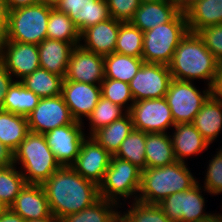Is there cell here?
Masks as SVG:
<instances>
[{"label":"cell","mask_w":222,"mask_h":222,"mask_svg":"<svg viewBox=\"0 0 222 222\" xmlns=\"http://www.w3.org/2000/svg\"><path fill=\"white\" fill-rule=\"evenodd\" d=\"M115 222H125L121 217H119Z\"/></svg>","instance_id":"56"},{"label":"cell","mask_w":222,"mask_h":222,"mask_svg":"<svg viewBox=\"0 0 222 222\" xmlns=\"http://www.w3.org/2000/svg\"><path fill=\"white\" fill-rule=\"evenodd\" d=\"M176 5L183 12V0H162Z\"/></svg>","instance_id":"51"},{"label":"cell","mask_w":222,"mask_h":222,"mask_svg":"<svg viewBox=\"0 0 222 222\" xmlns=\"http://www.w3.org/2000/svg\"><path fill=\"white\" fill-rule=\"evenodd\" d=\"M172 76L168 65L143 62L129 82L134 102L165 97Z\"/></svg>","instance_id":"11"},{"label":"cell","mask_w":222,"mask_h":222,"mask_svg":"<svg viewBox=\"0 0 222 222\" xmlns=\"http://www.w3.org/2000/svg\"><path fill=\"white\" fill-rule=\"evenodd\" d=\"M213 94L222 96V63H219L217 70V77L212 87Z\"/></svg>","instance_id":"48"},{"label":"cell","mask_w":222,"mask_h":222,"mask_svg":"<svg viewBox=\"0 0 222 222\" xmlns=\"http://www.w3.org/2000/svg\"><path fill=\"white\" fill-rule=\"evenodd\" d=\"M9 9L4 0H0V44L5 40L8 30Z\"/></svg>","instance_id":"44"},{"label":"cell","mask_w":222,"mask_h":222,"mask_svg":"<svg viewBox=\"0 0 222 222\" xmlns=\"http://www.w3.org/2000/svg\"><path fill=\"white\" fill-rule=\"evenodd\" d=\"M52 215L60 221L100 199L99 186L85 179L71 166H61L43 184Z\"/></svg>","instance_id":"1"},{"label":"cell","mask_w":222,"mask_h":222,"mask_svg":"<svg viewBox=\"0 0 222 222\" xmlns=\"http://www.w3.org/2000/svg\"><path fill=\"white\" fill-rule=\"evenodd\" d=\"M197 82L172 78L165 95L175 124L192 123L204 102L213 93L212 88L204 85L199 89Z\"/></svg>","instance_id":"8"},{"label":"cell","mask_w":222,"mask_h":222,"mask_svg":"<svg viewBox=\"0 0 222 222\" xmlns=\"http://www.w3.org/2000/svg\"><path fill=\"white\" fill-rule=\"evenodd\" d=\"M196 33L217 61L222 63V23L204 27Z\"/></svg>","instance_id":"41"},{"label":"cell","mask_w":222,"mask_h":222,"mask_svg":"<svg viewBox=\"0 0 222 222\" xmlns=\"http://www.w3.org/2000/svg\"><path fill=\"white\" fill-rule=\"evenodd\" d=\"M142 170L127 160L112 155L104 179L99 185L100 198L119 206L137 200Z\"/></svg>","instance_id":"6"},{"label":"cell","mask_w":222,"mask_h":222,"mask_svg":"<svg viewBox=\"0 0 222 222\" xmlns=\"http://www.w3.org/2000/svg\"><path fill=\"white\" fill-rule=\"evenodd\" d=\"M47 38L69 43H80V33L73 21L65 13L53 8L47 25Z\"/></svg>","instance_id":"37"},{"label":"cell","mask_w":222,"mask_h":222,"mask_svg":"<svg viewBox=\"0 0 222 222\" xmlns=\"http://www.w3.org/2000/svg\"><path fill=\"white\" fill-rule=\"evenodd\" d=\"M0 222H27L20 215L14 213L10 208H7L0 214Z\"/></svg>","instance_id":"47"},{"label":"cell","mask_w":222,"mask_h":222,"mask_svg":"<svg viewBox=\"0 0 222 222\" xmlns=\"http://www.w3.org/2000/svg\"><path fill=\"white\" fill-rule=\"evenodd\" d=\"M192 171L195 170L188 163L179 161L163 167L145 168L137 201L159 204L169 195L191 189L198 183L199 175Z\"/></svg>","instance_id":"3"},{"label":"cell","mask_w":222,"mask_h":222,"mask_svg":"<svg viewBox=\"0 0 222 222\" xmlns=\"http://www.w3.org/2000/svg\"><path fill=\"white\" fill-rule=\"evenodd\" d=\"M27 120L29 131L39 134L75 122L62 95L41 98Z\"/></svg>","instance_id":"12"},{"label":"cell","mask_w":222,"mask_h":222,"mask_svg":"<svg viewBox=\"0 0 222 222\" xmlns=\"http://www.w3.org/2000/svg\"><path fill=\"white\" fill-rule=\"evenodd\" d=\"M179 12L180 9L176 5L165 1L140 3L130 22L145 32L170 22Z\"/></svg>","instance_id":"24"},{"label":"cell","mask_w":222,"mask_h":222,"mask_svg":"<svg viewBox=\"0 0 222 222\" xmlns=\"http://www.w3.org/2000/svg\"><path fill=\"white\" fill-rule=\"evenodd\" d=\"M100 86L102 97L110 100L114 104L123 107L127 112L130 111L134 100L128 83L104 78Z\"/></svg>","instance_id":"40"},{"label":"cell","mask_w":222,"mask_h":222,"mask_svg":"<svg viewBox=\"0 0 222 222\" xmlns=\"http://www.w3.org/2000/svg\"><path fill=\"white\" fill-rule=\"evenodd\" d=\"M128 113L134 129L145 133H170L175 125L165 97L136 101Z\"/></svg>","instance_id":"10"},{"label":"cell","mask_w":222,"mask_h":222,"mask_svg":"<svg viewBox=\"0 0 222 222\" xmlns=\"http://www.w3.org/2000/svg\"><path fill=\"white\" fill-rule=\"evenodd\" d=\"M9 11L41 3V0H4Z\"/></svg>","instance_id":"46"},{"label":"cell","mask_w":222,"mask_h":222,"mask_svg":"<svg viewBox=\"0 0 222 222\" xmlns=\"http://www.w3.org/2000/svg\"><path fill=\"white\" fill-rule=\"evenodd\" d=\"M104 56L77 45L72 50L64 80L100 85L104 80Z\"/></svg>","instance_id":"15"},{"label":"cell","mask_w":222,"mask_h":222,"mask_svg":"<svg viewBox=\"0 0 222 222\" xmlns=\"http://www.w3.org/2000/svg\"><path fill=\"white\" fill-rule=\"evenodd\" d=\"M53 7L43 3L9 11L5 40L39 45L47 38V25Z\"/></svg>","instance_id":"7"},{"label":"cell","mask_w":222,"mask_h":222,"mask_svg":"<svg viewBox=\"0 0 222 222\" xmlns=\"http://www.w3.org/2000/svg\"><path fill=\"white\" fill-rule=\"evenodd\" d=\"M170 137L175 158L179 162H193L192 158L198 159L199 155L203 160V153L208 152L211 146L192 123L175 124L170 131Z\"/></svg>","instance_id":"19"},{"label":"cell","mask_w":222,"mask_h":222,"mask_svg":"<svg viewBox=\"0 0 222 222\" xmlns=\"http://www.w3.org/2000/svg\"><path fill=\"white\" fill-rule=\"evenodd\" d=\"M26 184L21 171L14 164L0 168V200L8 208Z\"/></svg>","instance_id":"39"},{"label":"cell","mask_w":222,"mask_h":222,"mask_svg":"<svg viewBox=\"0 0 222 222\" xmlns=\"http://www.w3.org/2000/svg\"><path fill=\"white\" fill-rule=\"evenodd\" d=\"M61 0H41V3L55 8Z\"/></svg>","instance_id":"52"},{"label":"cell","mask_w":222,"mask_h":222,"mask_svg":"<svg viewBox=\"0 0 222 222\" xmlns=\"http://www.w3.org/2000/svg\"><path fill=\"white\" fill-rule=\"evenodd\" d=\"M9 208L26 221L54 217L42 185L26 184Z\"/></svg>","instance_id":"22"},{"label":"cell","mask_w":222,"mask_h":222,"mask_svg":"<svg viewBox=\"0 0 222 222\" xmlns=\"http://www.w3.org/2000/svg\"><path fill=\"white\" fill-rule=\"evenodd\" d=\"M14 164V152L0 142V168Z\"/></svg>","instance_id":"45"},{"label":"cell","mask_w":222,"mask_h":222,"mask_svg":"<svg viewBox=\"0 0 222 222\" xmlns=\"http://www.w3.org/2000/svg\"><path fill=\"white\" fill-rule=\"evenodd\" d=\"M64 77L50 73L39 67L30 75L20 80V83L40 98L61 95Z\"/></svg>","instance_id":"30"},{"label":"cell","mask_w":222,"mask_h":222,"mask_svg":"<svg viewBox=\"0 0 222 222\" xmlns=\"http://www.w3.org/2000/svg\"><path fill=\"white\" fill-rule=\"evenodd\" d=\"M120 217L125 222H172L157 204H146L137 200L122 204Z\"/></svg>","instance_id":"34"},{"label":"cell","mask_w":222,"mask_h":222,"mask_svg":"<svg viewBox=\"0 0 222 222\" xmlns=\"http://www.w3.org/2000/svg\"><path fill=\"white\" fill-rule=\"evenodd\" d=\"M0 60L15 81H20L40 67L38 46L4 40L0 44Z\"/></svg>","instance_id":"14"},{"label":"cell","mask_w":222,"mask_h":222,"mask_svg":"<svg viewBox=\"0 0 222 222\" xmlns=\"http://www.w3.org/2000/svg\"><path fill=\"white\" fill-rule=\"evenodd\" d=\"M61 95L73 119L84 124L101 97V86L64 80Z\"/></svg>","instance_id":"17"},{"label":"cell","mask_w":222,"mask_h":222,"mask_svg":"<svg viewBox=\"0 0 222 222\" xmlns=\"http://www.w3.org/2000/svg\"><path fill=\"white\" fill-rule=\"evenodd\" d=\"M196 1H199V0H183V12H185Z\"/></svg>","instance_id":"53"},{"label":"cell","mask_w":222,"mask_h":222,"mask_svg":"<svg viewBox=\"0 0 222 222\" xmlns=\"http://www.w3.org/2000/svg\"><path fill=\"white\" fill-rule=\"evenodd\" d=\"M14 82V78L7 71L4 63L0 60V109L4 103L7 91Z\"/></svg>","instance_id":"43"},{"label":"cell","mask_w":222,"mask_h":222,"mask_svg":"<svg viewBox=\"0 0 222 222\" xmlns=\"http://www.w3.org/2000/svg\"><path fill=\"white\" fill-rule=\"evenodd\" d=\"M112 18L121 22H130L140 6L139 0H106Z\"/></svg>","instance_id":"42"},{"label":"cell","mask_w":222,"mask_h":222,"mask_svg":"<svg viewBox=\"0 0 222 222\" xmlns=\"http://www.w3.org/2000/svg\"><path fill=\"white\" fill-rule=\"evenodd\" d=\"M133 130L131 115L127 113L122 118L98 129L91 137L111 155H114L121 143Z\"/></svg>","instance_id":"27"},{"label":"cell","mask_w":222,"mask_h":222,"mask_svg":"<svg viewBox=\"0 0 222 222\" xmlns=\"http://www.w3.org/2000/svg\"><path fill=\"white\" fill-rule=\"evenodd\" d=\"M145 140L146 133L134 129L113 156L127 160L143 171L146 168Z\"/></svg>","instance_id":"35"},{"label":"cell","mask_w":222,"mask_h":222,"mask_svg":"<svg viewBox=\"0 0 222 222\" xmlns=\"http://www.w3.org/2000/svg\"><path fill=\"white\" fill-rule=\"evenodd\" d=\"M41 98L15 81L7 91L1 110L27 117L38 105Z\"/></svg>","instance_id":"32"},{"label":"cell","mask_w":222,"mask_h":222,"mask_svg":"<svg viewBox=\"0 0 222 222\" xmlns=\"http://www.w3.org/2000/svg\"><path fill=\"white\" fill-rule=\"evenodd\" d=\"M201 222H222V211L221 213L216 211L209 219L201 221Z\"/></svg>","instance_id":"49"},{"label":"cell","mask_w":222,"mask_h":222,"mask_svg":"<svg viewBox=\"0 0 222 222\" xmlns=\"http://www.w3.org/2000/svg\"><path fill=\"white\" fill-rule=\"evenodd\" d=\"M144 60L142 57L127 56L113 52L104 56L105 78L128 83L137 74Z\"/></svg>","instance_id":"28"},{"label":"cell","mask_w":222,"mask_h":222,"mask_svg":"<svg viewBox=\"0 0 222 222\" xmlns=\"http://www.w3.org/2000/svg\"><path fill=\"white\" fill-rule=\"evenodd\" d=\"M219 62L197 35L188 31L177 46L168 65L172 78L190 82H203L213 87Z\"/></svg>","instance_id":"2"},{"label":"cell","mask_w":222,"mask_h":222,"mask_svg":"<svg viewBox=\"0 0 222 222\" xmlns=\"http://www.w3.org/2000/svg\"><path fill=\"white\" fill-rule=\"evenodd\" d=\"M79 44L46 38L37 45L40 67L50 73L65 77L72 50Z\"/></svg>","instance_id":"23"},{"label":"cell","mask_w":222,"mask_h":222,"mask_svg":"<svg viewBox=\"0 0 222 222\" xmlns=\"http://www.w3.org/2000/svg\"><path fill=\"white\" fill-rule=\"evenodd\" d=\"M127 113L128 112L123 107L114 104L110 100L101 96L94 110L86 119L87 122H84L85 124H83L86 135L91 136L98 129L122 118Z\"/></svg>","instance_id":"33"},{"label":"cell","mask_w":222,"mask_h":222,"mask_svg":"<svg viewBox=\"0 0 222 222\" xmlns=\"http://www.w3.org/2000/svg\"><path fill=\"white\" fill-rule=\"evenodd\" d=\"M120 217V206L110 200L100 198L90 207L69 214L59 222H115Z\"/></svg>","instance_id":"31"},{"label":"cell","mask_w":222,"mask_h":222,"mask_svg":"<svg viewBox=\"0 0 222 222\" xmlns=\"http://www.w3.org/2000/svg\"><path fill=\"white\" fill-rule=\"evenodd\" d=\"M27 222H59L55 217H44L41 219L29 220Z\"/></svg>","instance_id":"50"},{"label":"cell","mask_w":222,"mask_h":222,"mask_svg":"<svg viewBox=\"0 0 222 222\" xmlns=\"http://www.w3.org/2000/svg\"><path fill=\"white\" fill-rule=\"evenodd\" d=\"M203 138L214 147L220 146L222 140V96L211 94L202 105L192 122ZM219 142L218 144L214 143Z\"/></svg>","instance_id":"21"},{"label":"cell","mask_w":222,"mask_h":222,"mask_svg":"<svg viewBox=\"0 0 222 222\" xmlns=\"http://www.w3.org/2000/svg\"><path fill=\"white\" fill-rule=\"evenodd\" d=\"M8 207L0 200V214L3 213Z\"/></svg>","instance_id":"54"},{"label":"cell","mask_w":222,"mask_h":222,"mask_svg":"<svg viewBox=\"0 0 222 222\" xmlns=\"http://www.w3.org/2000/svg\"><path fill=\"white\" fill-rule=\"evenodd\" d=\"M188 31L185 12L180 11L170 22L143 32L142 59L147 63L169 65Z\"/></svg>","instance_id":"5"},{"label":"cell","mask_w":222,"mask_h":222,"mask_svg":"<svg viewBox=\"0 0 222 222\" xmlns=\"http://www.w3.org/2000/svg\"><path fill=\"white\" fill-rule=\"evenodd\" d=\"M188 30L196 33L210 25L222 23V0H199L185 11Z\"/></svg>","instance_id":"25"},{"label":"cell","mask_w":222,"mask_h":222,"mask_svg":"<svg viewBox=\"0 0 222 222\" xmlns=\"http://www.w3.org/2000/svg\"><path fill=\"white\" fill-rule=\"evenodd\" d=\"M14 165L27 184L42 185L61 165L47 144L44 134L29 132L14 151Z\"/></svg>","instance_id":"4"},{"label":"cell","mask_w":222,"mask_h":222,"mask_svg":"<svg viewBox=\"0 0 222 222\" xmlns=\"http://www.w3.org/2000/svg\"><path fill=\"white\" fill-rule=\"evenodd\" d=\"M140 3H149V2H159V1H162V0H139Z\"/></svg>","instance_id":"55"},{"label":"cell","mask_w":222,"mask_h":222,"mask_svg":"<svg viewBox=\"0 0 222 222\" xmlns=\"http://www.w3.org/2000/svg\"><path fill=\"white\" fill-rule=\"evenodd\" d=\"M146 168L163 167L176 162L170 133H146Z\"/></svg>","instance_id":"26"},{"label":"cell","mask_w":222,"mask_h":222,"mask_svg":"<svg viewBox=\"0 0 222 222\" xmlns=\"http://www.w3.org/2000/svg\"><path fill=\"white\" fill-rule=\"evenodd\" d=\"M207 193V194H206ZM208 192L197 183L191 189L184 192H176L169 195L157 204L164 215L172 222H201L209 219L214 212L207 211Z\"/></svg>","instance_id":"9"},{"label":"cell","mask_w":222,"mask_h":222,"mask_svg":"<svg viewBox=\"0 0 222 222\" xmlns=\"http://www.w3.org/2000/svg\"><path fill=\"white\" fill-rule=\"evenodd\" d=\"M121 21L109 18L88 27L80 34V44L84 49L101 56L115 52Z\"/></svg>","instance_id":"20"},{"label":"cell","mask_w":222,"mask_h":222,"mask_svg":"<svg viewBox=\"0 0 222 222\" xmlns=\"http://www.w3.org/2000/svg\"><path fill=\"white\" fill-rule=\"evenodd\" d=\"M214 153V154H213ZM209 161L203 163L204 174L203 179L198 177V183L208 192L210 197L217 196L221 198L222 194V145L215 148V152H211ZM202 182H201V181ZM203 183V184H202Z\"/></svg>","instance_id":"36"},{"label":"cell","mask_w":222,"mask_h":222,"mask_svg":"<svg viewBox=\"0 0 222 222\" xmlns=\"http://www.w3.org/2000/svg\"><path fill=\"white\" fill-rule=\"evenodd\" d=\"M83 124L75 121L44 134L47 144L61 166H72L87 137Z\"/></svg>","instance_id":"13"},{"label":"cell","mask_w":222,"mask_h":222,"mask_svg":"<svg viewBox=\"0 0 222 222\" xmlns=\"http://www.w3.org/2000/svg\"><path fill=\"white\" fill-rule=\"evenodd\" d=\"M27 117L0 109V142L15 151L29 133Z\"/></svg>","instance_id":"29"},{"label":"cell","mask_w":222,"mask_h":222,"mask_svg":"<svg viewBox=\"0 0 222 222\" xmlns=\"http://www.w3.org/2000/svg\"><path fill=\"white\" fill-rule=\"evenodd\" d=\"M55 9L67 14L80 34L88 27L111 18L106 0H61Z\"/></svg>","instance_id":"18"},{"label":"cell","mask_w":222,"mask_h":222,"mask_svg":"<svg viewBox=\"0 0 222 222\" xmlns=\"http://www.w3.org/2000/svg\"><path fill=\"white\" fill-rule=\"evenodd\" d=\"M143 50V32L131 22H121L115 53L141 57Z\"/></svg>","instance_id":"38"},{"label":"cell","mask_w":222,"mask_h":222,"mask_svg":"<svg viewBox=\"0 0 222 222\" xmlns=\"http://www.w3.org/2000/svg\"><path fill=\"white\" fill-rule=\"evenodd\" d=\"M111 157L112 155L91 136H87L81 144L75 163L71 167L85 179L99 186L109 167Z\"/></svg>","instance_id":"16"}]
</instances>
